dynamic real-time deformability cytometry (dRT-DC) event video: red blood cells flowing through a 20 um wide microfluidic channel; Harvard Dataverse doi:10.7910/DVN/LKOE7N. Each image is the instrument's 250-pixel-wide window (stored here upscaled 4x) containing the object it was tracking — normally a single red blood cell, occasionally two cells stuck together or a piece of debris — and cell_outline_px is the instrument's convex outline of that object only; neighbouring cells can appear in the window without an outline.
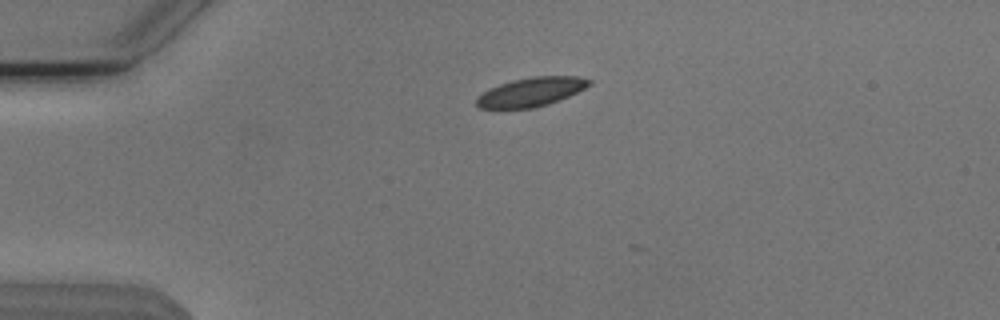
{"species": "Egyptian fruit bat (a non-hibernating species)", "species_latin": "Rousettus aegyptiacus", "temperature_condition": "cold", "stored_images_in_passage": 3, "camera_frame_rate_fps": 3000, "um_per_image_px": 0.085, "animal": {"sex": "male"}, "frame": {"image": 1, "passage_image": 1, "time_ms": 0.0, "image_size_px": [1000, 320], "cell_outline_px": [[592, 84], [560, 100], [548, 104], [532, 108], [480, 108], [476, 104], [476, 96], [488, 88], [512, 80], [532, 76], [580, 76], [592, 80]], "centroid_in_image_um": [45.14, 7.8], "position_along_channel_um": 39.9, "area_um2": 19.07}}